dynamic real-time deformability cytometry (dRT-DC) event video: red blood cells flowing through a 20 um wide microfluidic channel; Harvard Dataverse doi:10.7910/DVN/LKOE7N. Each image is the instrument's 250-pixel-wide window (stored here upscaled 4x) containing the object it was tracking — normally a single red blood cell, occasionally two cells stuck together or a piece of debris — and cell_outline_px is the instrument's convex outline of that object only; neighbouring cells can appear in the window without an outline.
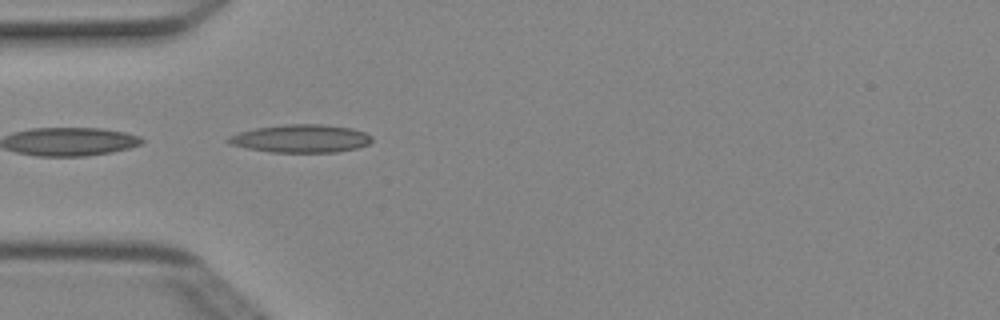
{"species": "Egyptian fruit bat (a non-hibernating species)", "species_latin": "Rousettus aegyptiacus", "temperature_condition": "cold", "stored_images_in_passage": 4, "camera_frame_rate_fps": 3000, "um_per_image_px": 0.085, "animal": {"sex": "female"}, "frame": {"image": 1, "passage_image": 4, "time_ms": 1.0, "image_size_px": [1000, 320], "cell_outline_px": [[372, 140], [368, 144], [360, 148], [336, 152], [272, 152], [248, 148], [228, 144], [224, 140], [228, 136], [240, 132], [256, 128], [284, 124], [324, 124], [352, 128], [364, 132], [372, 136]], "centroid_in_image_um": [25.58, 11.77], "position_along_channel_um": 59.4, "area_um2": 23.58}}